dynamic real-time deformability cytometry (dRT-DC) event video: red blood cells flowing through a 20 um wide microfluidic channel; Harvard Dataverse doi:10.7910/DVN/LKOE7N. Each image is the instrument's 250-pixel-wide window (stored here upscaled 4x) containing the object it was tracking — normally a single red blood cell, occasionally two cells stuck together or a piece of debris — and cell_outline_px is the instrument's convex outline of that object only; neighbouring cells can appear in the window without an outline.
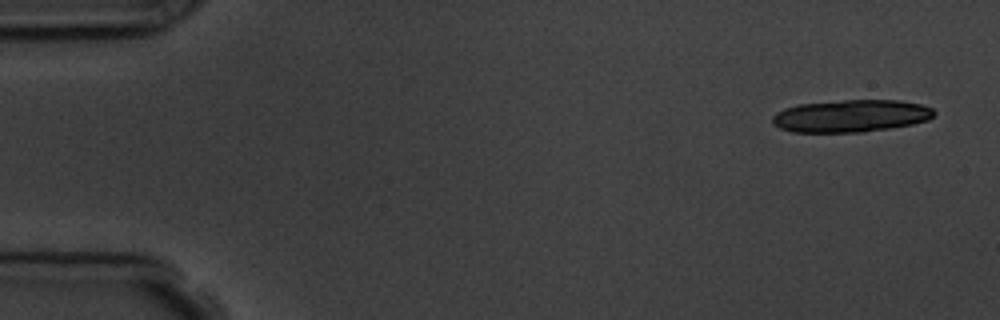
{"species": "common noctule bat (a hibernating species)", "species_latin": "Nyctalus noctula", "temperature_condition": "room temperature", "stored_images_in_passage": 5, "camera_frame_rate_fps": 3000, "um_per_image_px": 0.085, "animal": {"sex": "male", "body_mass_g": 19.5, "forearm_length_mm": 54.6}, "frame": {"image": 1, "passage_image": 1, "time_ms": 0.0, "image_size_px": [1000, 320], "cell_outline_px": [[936, 112], [928, 120], [912, 124], [864, 132], [792, 132], [780, 128], [772, 124], [772, 116], [776, 112], [784, 108], [800, 104], [844, 100], [900, 100], [920, 104], [932, 108]], "centroid_in_image_um": [72.3, 9.85], "position_along_channel_um": 12.7, "area_um2": 30.52}}
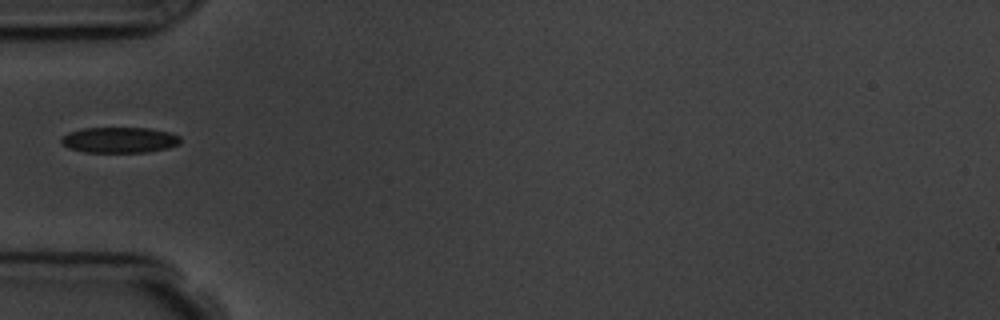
{"frame": {"image": 2, "passage_image": 5, "time_ms": 5.333, "image_size_px": [1000, 320], "cell_outline_px": [[180, 144], [168, 148], [144, 152], [84, 152], [68, 148], [60, 140], [68, 132], [84, 128], [148, 128], [168, 132], [180, 136]], "centroid_in_image_um": [10.16, 11.9], "position_along_channel_um": 74.8, "area_um2": 17.74}}